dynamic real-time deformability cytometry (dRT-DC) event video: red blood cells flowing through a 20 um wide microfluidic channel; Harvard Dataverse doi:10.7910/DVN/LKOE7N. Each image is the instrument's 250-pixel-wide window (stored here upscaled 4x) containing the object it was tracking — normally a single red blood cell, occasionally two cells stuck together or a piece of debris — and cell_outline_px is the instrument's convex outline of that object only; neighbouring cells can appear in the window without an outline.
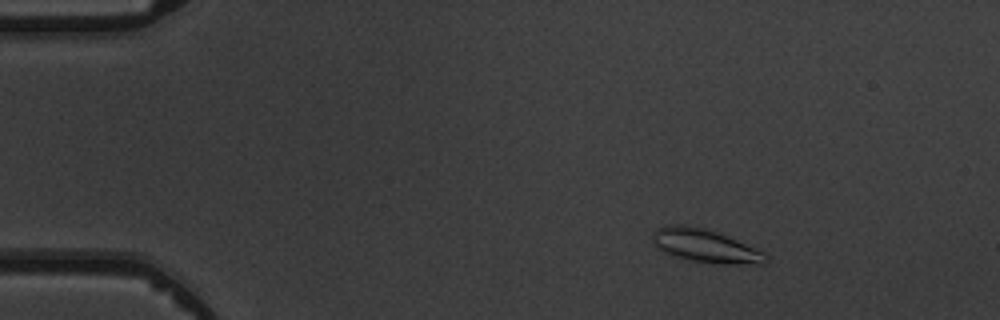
{"species": "common noctule bat (a hibernating species)", "species_latin": "Nyctalus noctula", "temperature_condition": "warm", "stored_images_in_passage": 5, "camera_frame_rate_fps": 3000, "um_per_image_px": 0.085, "animal": {"sex": "male", "body_mass_g": 19.5, "forearm_length_mm": 54.6}, "frame": {"image": 1, "passage_image": 3, "time_ms": 2.333, "image_size_px": [1000, 320], "cell_outline_px": [[768, 260], [764, 264], [724, 264], [692, 260], [676, 256], [664, 252], [656, 248], [652, 244], [652, 232], [656, 228], [664, 224], [684, 224], [704, 228], [716, 232], [756, 248], [764, 252], [768, 256]], "centroid_in_image_um": [59.9, 20.88], "position_along_channel_um": 25.1, "area_um2": 22.02}}
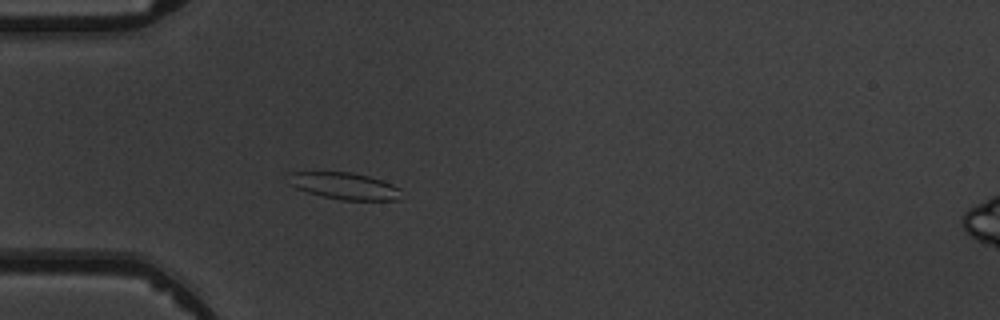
{"frame": {"image": 2, "passage_image": 5, "time_ms": 5.0, "image_size_px": [1000, 320], "cell_outline_px": [[400, 200], [340, 200], [308, 192], [296, 188], [288, 184], [288, 172], [352, 172], [368, 176], [392, 184], [400, 188]], "centroid_in_image_um": [29.26, 15.8], "position_along_channel_um": 55.7, "area_um2": 17.63}}